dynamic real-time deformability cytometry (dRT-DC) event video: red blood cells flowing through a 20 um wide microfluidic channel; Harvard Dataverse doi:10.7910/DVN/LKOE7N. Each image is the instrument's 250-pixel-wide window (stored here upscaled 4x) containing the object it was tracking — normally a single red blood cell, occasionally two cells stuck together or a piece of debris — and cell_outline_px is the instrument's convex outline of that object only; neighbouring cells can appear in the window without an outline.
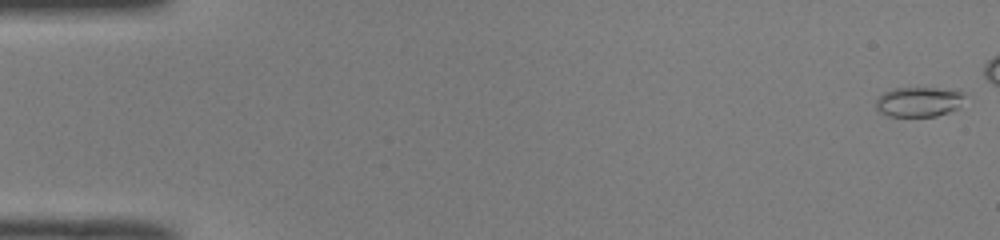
{"species": "common noctule bat (a hibernating species)", "species_latin": "Nyctalus noctula", "temperature_condition": "room temperature", "stored_images_in_passage": 45, "camera_frame_rate_fps": 3000, "um_per_image_px": 0.085, "animal": {"sex": "male", "body_mass_g": 19.0, "forearm_length_mm": 50.8}, "frame": {"image": 1, "passage_image": 1, "time_ms": 0.0, "image_size_px": [1000, 240], "cell_outline_px": [[964, 96], [960, 108], [936, 116], [888, 116], [880, 112], [876, 108], [876, 100], [884, 92], [892, 88], [960, 88], [964, 92]], "centroid_in_image_um": [78.16, 8.63], "position_along_channel_um": 6.8, "area_um2": 15.78}}
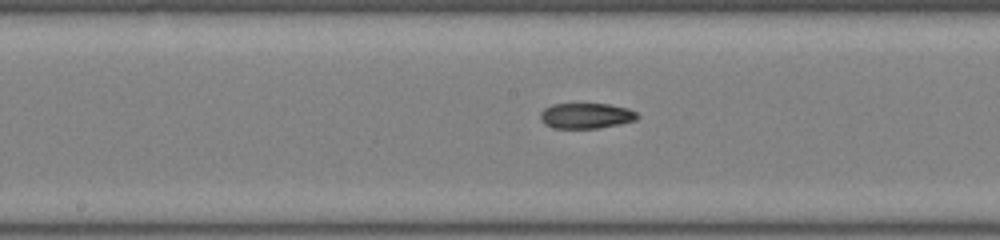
{"frame": {"image": 2, "passage_image": 27, "time_ms": 8.667, "image_size_px": [1000, 240], "cell_outline_px": [[640, 116], [636, 120], [620, 124], [600, 128], [552, 128], [544, 124], [540, 120], [540, 112], [544, 108], [552, 104], [608, 104], [628, 108], [636, 112]], "centroid_in_image_um": [49.81, 9.84], "position_along_channel_um": 198.4, "area_um2": 14.57}}
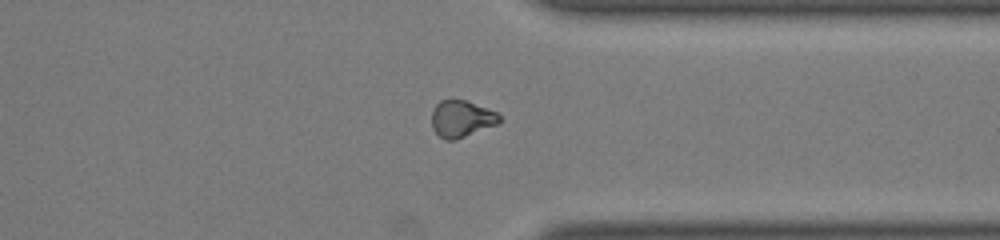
{"frame": {"image": 3, "passage_image": 40, "time_ms": 13.0, "image_size_px": [1000, 240], "cell_outline_px": [[504, 120], [500, 124], [456, 140], [444, 140], [432, 128], [432, 112], [436, 104], [440, 100], [468, 100], [496, 112]], "centroid_in_image_um": [39.27, 10.11], "position_along_channel_um": 372.1, "area_um2": 14.8}, "authors_computed_cell_mechanics": {"area_um2": 14.7968, "velocity_mm_per_s": 4.0437, "shape_relaxation_time_tau1_ms": null, "shape_relaxation_time_tau2_ms": 7.4529, "deformation_change_tau1": null, "deformation_change_tau2": 0.1383}}